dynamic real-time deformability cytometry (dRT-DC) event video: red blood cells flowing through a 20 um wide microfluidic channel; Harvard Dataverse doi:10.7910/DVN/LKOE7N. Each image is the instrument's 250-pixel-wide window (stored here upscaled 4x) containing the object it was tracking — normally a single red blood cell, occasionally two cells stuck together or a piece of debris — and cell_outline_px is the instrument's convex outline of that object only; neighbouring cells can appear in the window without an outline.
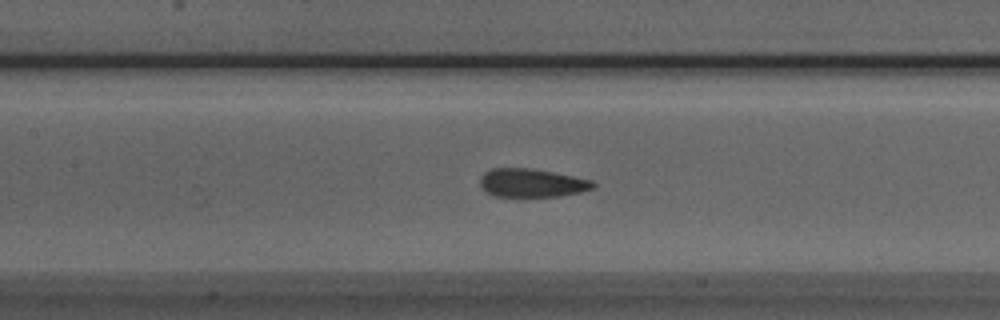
{"species": "Egyptian fruit bat (a non-hibernating species)", "species_latin": "Rousettus aegyptiacus", "temperature_condition": "room temperature", "stored_images_in_passage": 51, "camera_frame_rate_fps": 3000, "um_per_image_px": 0.085, "animal": {"sex": "male"}, "frame": {"image": 1, "passage_image": 23, "time_ms": 7.333, "image_size_px": [1000, 320], "cell_outline_px": [[596, 184], [592, 188], [580, 192], [560, 196], [496, 196], [484, 192], [480, 184], [480, 176], [484, 172], [492, 168], [528, 168], [552, 172], [592, 180]], "centroid_in_image_um": [45.16, 15.55], "position_along_channel_um": 162.2, "area_um2": 18.61}}
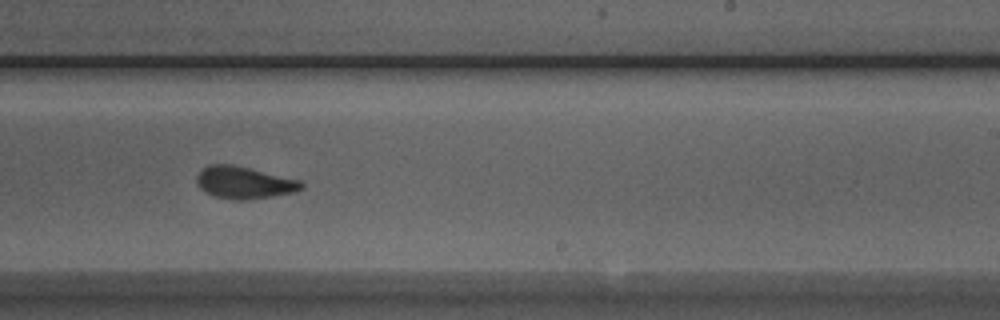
{"frame": {"image": 2, "passage_image": 31, "time_ms": 10.0, "image_size_px": [1000, 320], "cell_outline_px": [[304, 188], [292, 192], [272, 196], [248, 200], [232, 200], [216, 196], [200, 188], [196, 180], [196, 176], [200, 168], [208, 164], [232, 164], [300, 180], [304, 184]], "centroid_in_image_um": [20.72, 15.51], "position_along_channel_um": 268.3, "area_um2": 19.59}}
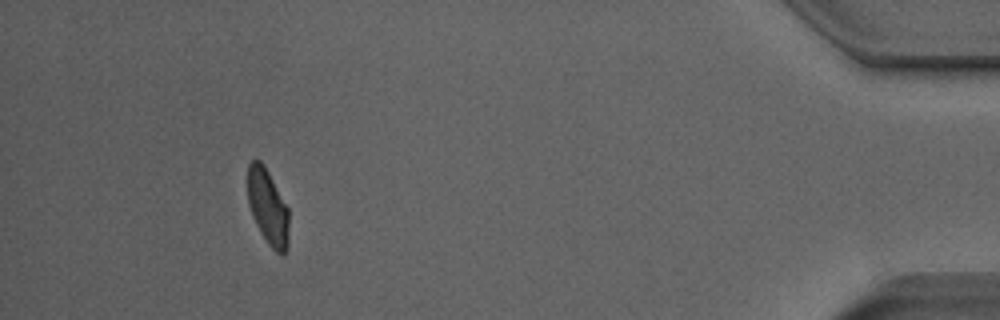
{"frame": {"image": 3, "passage_image": 47, "time_ms": 15.333, "image_size_px": [1000, 320], "cell_outline_px": [[288, 248], [280, 256], [268, 244], [260, 232], [252, 216], [248, 204], [248, 164], [252, 160], [260, 160], [264, 164], [288, 208]], "centroid_in_image_um": [22.76, 17.6], "position_along_channel_um": 412.4, "area_um2": 18.15}, "authors_computed_cell_mechanics": {"area_um2": 19.5942, "velocity_mm_per_s": 3.9922, "shape_relaxation_time_tau1_ms": 4.4787, "shape_relaxation_time_tau2_ms": 0.5744, "deformation_change_tau1": 0.1287, "deformation_change_tau2": 0.0461}}